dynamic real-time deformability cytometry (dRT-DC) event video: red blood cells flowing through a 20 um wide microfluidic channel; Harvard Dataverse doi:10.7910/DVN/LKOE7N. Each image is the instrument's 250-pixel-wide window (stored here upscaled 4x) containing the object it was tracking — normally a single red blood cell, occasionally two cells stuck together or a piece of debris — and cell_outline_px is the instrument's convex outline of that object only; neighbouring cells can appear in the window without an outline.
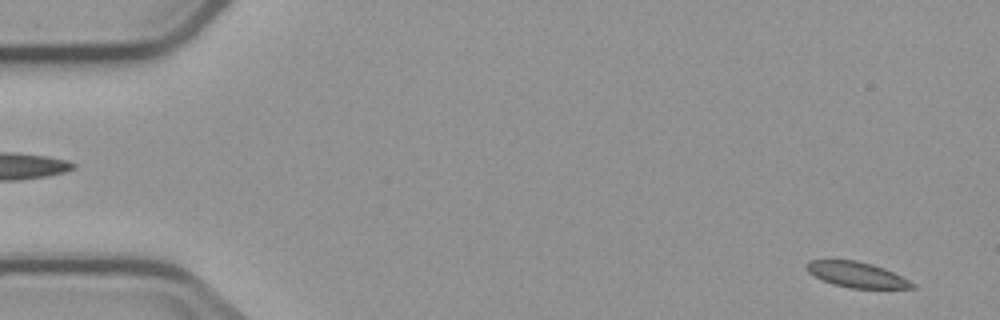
{"species": "common noctule bat (a hibernating species)", "species_latin": "Nyctalus noctula", "temperature_condition": "cold", "stored_images_in_passage": 2, "camera_frame_rate_fps": 3000, "um_per_image_px": 0.085, "animal": {"sex": "male", "body_mass_g": 23.1, "forearm_length_mm": 52.7}, "frame": {"image": 1, "passage_image": 2, "time_ms": 1.333, "image_size_px": [1000, 320], "cell_outline_px": [[916, 288], [848, 288], [832, 284], [808, 272], [804, 264], [808, 260], [856, 260], [872, 264], [884, 268], [916, 284]], "centroid_in_image_um": [72.8, 23.34], "position_along_channel_um": 12.2, "area_um2": 15.61}}